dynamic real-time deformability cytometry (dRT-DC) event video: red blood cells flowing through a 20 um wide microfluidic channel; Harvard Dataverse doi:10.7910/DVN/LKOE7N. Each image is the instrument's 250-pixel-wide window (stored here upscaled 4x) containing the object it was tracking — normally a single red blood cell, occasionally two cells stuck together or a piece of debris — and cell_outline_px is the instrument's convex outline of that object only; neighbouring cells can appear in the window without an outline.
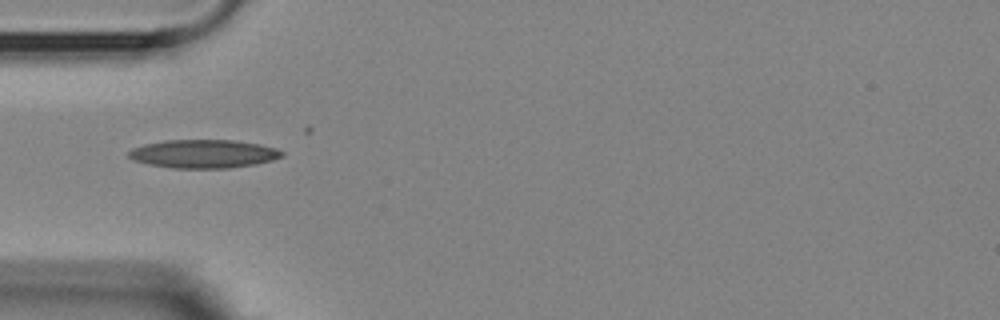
{"species": "Egyptian fruit bat (a non-hibernating species)", "species_latin": "Rousettus aegyptiacus", "temperature_condition": "room temperature", "stored_images_in_passage": 5, "camera_frame_rate_fps": 3000, "um_per_image_px": 0.085, "animal": {"sex": "female"}, "frame": {"image": 1, "passage_image": 1, "time_ms": 0.0, "image_size_px": [1000, 320], "cell_outline_px": [[284, 156], [272, 160], [256, 164], [228, 168], [172, 168], [148, 164], [132, 160], [128, 156], [128, 152], [132, 148], [144, 144], [164, 140], [236, 140], [260, 144], [276, 148], [284, 152]], "centroid_in_image_um": [17.3, 13.07], "position_along_channel_um": 67.7, "area_um2": 25.55}}
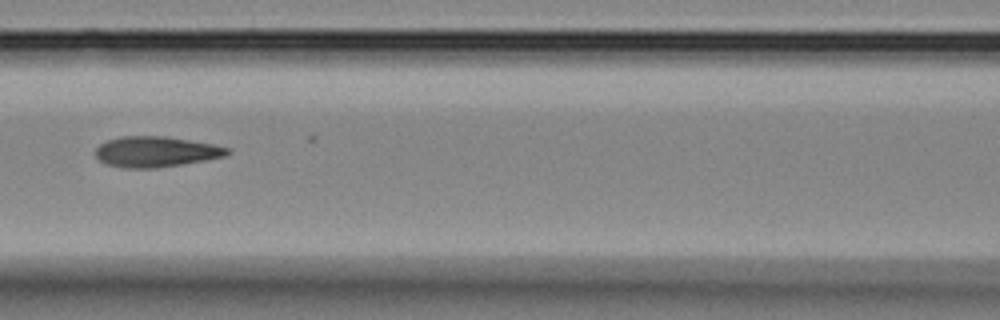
{"frame": {"image": 2, "passage_image": 3, "time_ms": 2.333, "image_size_px": [1000, 320], "cell_outline_px": [[232, 152], [224, 156], [204, 160], [156, 168], [124, 168], [104, 164], [96, 156], [96, 148], [100, 144], [108, 140], [120, 136], [164, 136], [212, 144], [232, 148]], "centroid_in_image_um": [13.24, 12.9], "position_along_channel_um": 153.4, "area_um2": 23.41}}
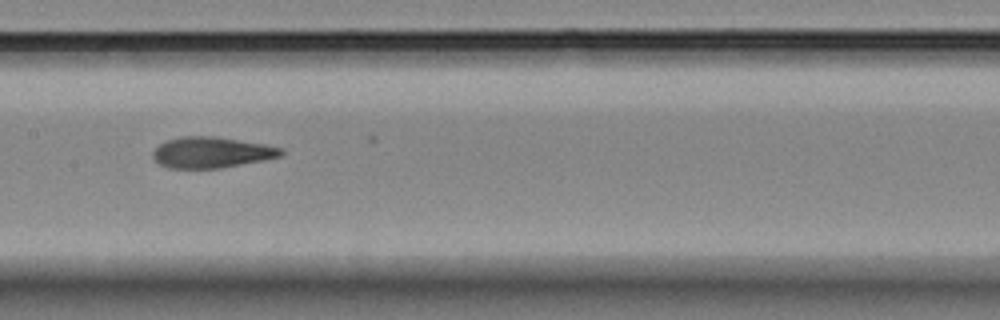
{"frame": {"image": 3, "passage_image": 4, "time_ms": 3.333, "image_size_px": [1000, 320], "cell_outline_px": [[284, 152], [280, 156], [264, 160], [220, 168], [168, 168], [160, 164], [152, 156], [152, 152], [160, 144], [168, 140], [180, 136], [216, 136], [264, 144], [284, 148]], "centroid_in_image_um": [17.99, 12.95], "position_along_channel_um": 189.4, "area_um2": 23.06}}